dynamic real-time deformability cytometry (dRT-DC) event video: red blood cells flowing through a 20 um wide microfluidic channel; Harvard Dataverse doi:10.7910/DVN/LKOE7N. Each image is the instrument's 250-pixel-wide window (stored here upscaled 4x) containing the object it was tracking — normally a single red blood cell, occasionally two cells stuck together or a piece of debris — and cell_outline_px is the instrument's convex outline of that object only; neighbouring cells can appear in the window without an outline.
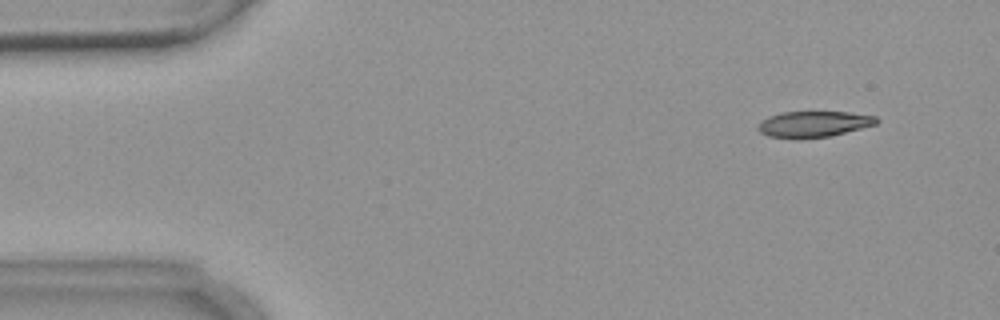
{"species": "common noctule bat (a hibernating species)", "species_latin": "Nyctalus noctula", "temperature_condition": "warm", "stored_images_in_passage": 4, "camera_frame_rate_fps": 3000, "um_per_image_px": 0.085, "animal": {"sex": "female", "body_mass_g": 18.4}, "frame": {"image": 1, "passage_image": 1, "time_ms": 0.0, "image_size_px": [1000, 320], "cell_outline_px": [[880, 120], [876, 124], [828, 136], [796, 140], [768, 136], [760, 132], [756, 128], [756, 124], [768, 116], [780, 112], [848, 112], [876, 116]], "centroid_in_image_um": [69.08, 10.55], "position_along_channel_um": 15.9, "area_um2": 18.15}}